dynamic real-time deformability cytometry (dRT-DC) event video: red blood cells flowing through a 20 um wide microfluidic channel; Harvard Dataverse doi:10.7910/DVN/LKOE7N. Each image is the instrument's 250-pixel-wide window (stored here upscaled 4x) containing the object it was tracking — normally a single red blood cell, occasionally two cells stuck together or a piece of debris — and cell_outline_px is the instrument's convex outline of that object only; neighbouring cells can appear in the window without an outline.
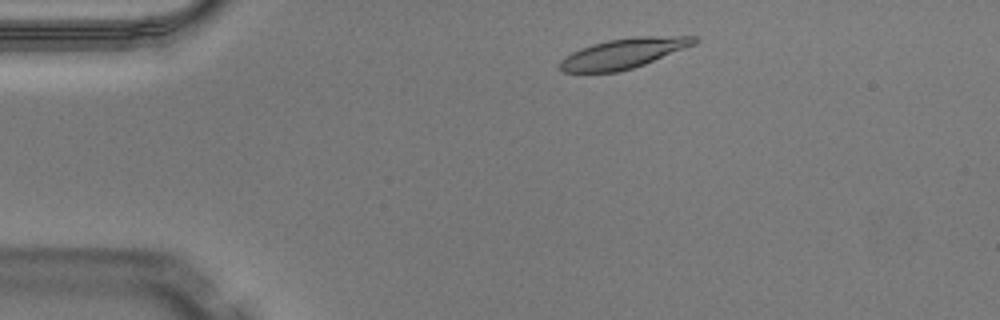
{"species": "Egyptian fruit bat (a non-hibernating species)", "species_latin": "Rousettus aegyptiacus", "temperature_condition": "warm", "stored_images_in_passage": 44, "camera_frame_rate_fps": 3000, "um_per_image_px": 0.085, "animal": {"sex": "male"}, "frame": {"image": 1, "passage_image": 4, "time_ms": 1.0, "image_size_px": [1000, 320], "cell_outline_px": [[700, 40], [696, 44], [644, 64], [632, 68], [616, 72], [564, 72], [560, 68], [560, 60], [564, 56], [580, 48], [592, 44], [608, 40], [632, 36], [700, 36]], "centroid_in_image_um": [53.03, 4.52], "position_along_channel_um": 32.0, "area_um2": 23.58}}
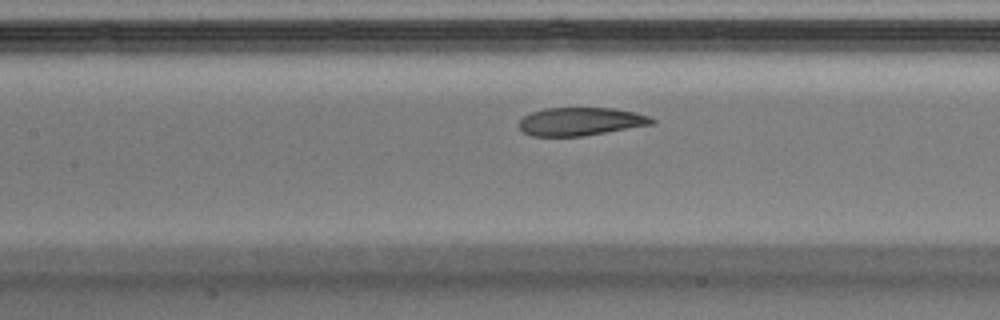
{"frame": {"image": 2, "passage_image": 17, "time_ms": 5.333, "image_size_px": [1000, 320], "cell_outline_px": [[656, 124], [584, 136], [532, 136], [524, 132], [516, 124], [524, 116], [532, 112], [544, 108], [612, 108], [636, 112], [648, 116], [656, 120]], "centroid_in_image_um": [49.37, 10.33], "position_along_channel_um": 158.0, "area_um2": 21.96}}
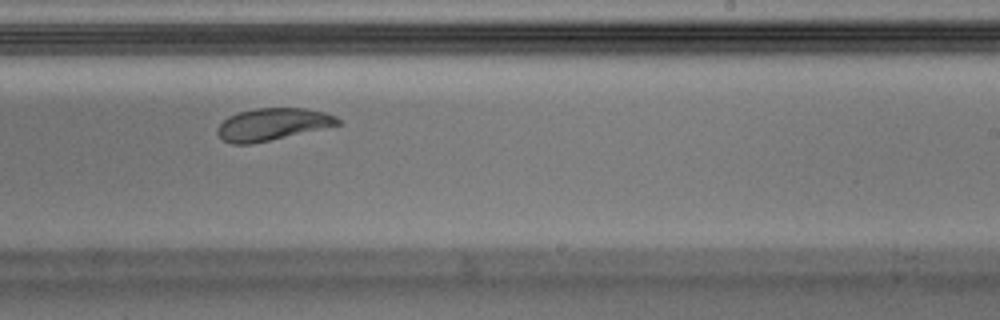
{"frame": {"image": 3, "passage_image": 25, "time_ms": 8.0, "image_size_px": [1000, 320], "cell_outline_px": [[340, 124], [252, 144], [232, 144], [220, 140], [216, 132], [216, 128], [228, 116], [240, 112], [256, 108], [304, 108], [324, 112], [336, 116], [340, 120]], "centroid_in_image_um": [23.1, 10.57], "position_along_channel_um": 265.9, "area_um2": 22.43}, "authors_computed_cell_mechanics": {"area_um2": 23.5535, "velocity_mm_per_s": 4.0547, "shape_relaxation_time_tau1_ms": 4.3985, "shape_relaxation_time_tau2_ms": 2.7682, "deformation_change_tau1": 0.1493, "deformation_change_tau2": 0.0828}}